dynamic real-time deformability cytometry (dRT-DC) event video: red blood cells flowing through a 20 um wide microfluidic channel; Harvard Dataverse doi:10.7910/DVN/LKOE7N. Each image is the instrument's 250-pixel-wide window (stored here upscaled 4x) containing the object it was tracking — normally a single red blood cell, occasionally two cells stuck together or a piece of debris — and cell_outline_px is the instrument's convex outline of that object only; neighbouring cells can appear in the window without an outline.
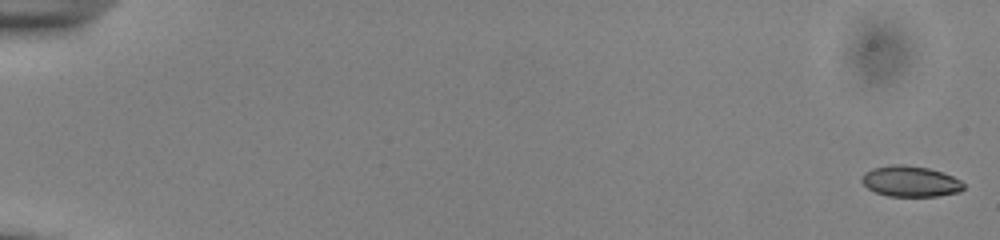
{"species": "common noctule bat (a hibernating species)", "species_latin": "Nyctalus noctula", "temperature_condition": "cold", "stored_images_in_passage": 55, "camera_frame_rate_fps": 3000, "um_per_image_px": 0.085, "animal": {"sex": "male", "body_mass_g": 13.0, "forearm_length_mm": 53.1}, "frame": {"image": 1, "passage_image": 1, "time_ms": 0.0, "image_size_px": [1000, 240], "cell_outline_px": [[964, 188], [960, 192], [936, 196], [888, 196], [876, 192], [868, 188], [860, 180], [860, 176], [864, 172], [872, 168], [892, 164], [904, 164], [928, 168], [952, 176], [960, 180], [964, 184]], "centroid_in_image_um": [77.35, 15.41], "position_along_channel_um": 7.6, "area_um2": 18.32}}
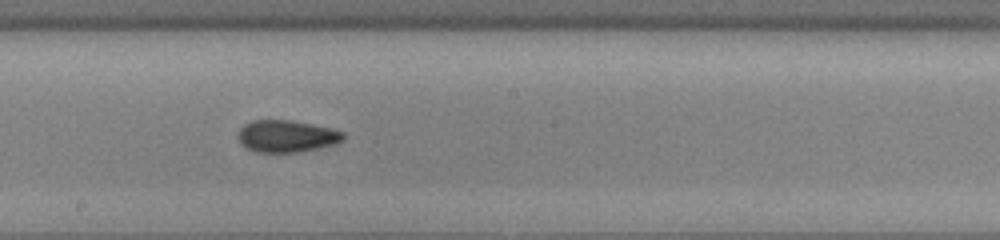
{"frame": {"image": 2, "passage_image": 32, "time_ms": 10.333, "image_size_px": [1000, 240], "cell_outline_px": [[344, 140], [332, 144], [316, 148], [296, 152], [256, 152], [244, 148], [240, 144], [236, 136], [240, 128], [244, 124], [252, 120], [292, 120], [332, 128], [344, 132]], "centroid_in_image_um": [24.3, 11.57], "position_along_channel_um": 223.9, "area_um2": 19.77}}
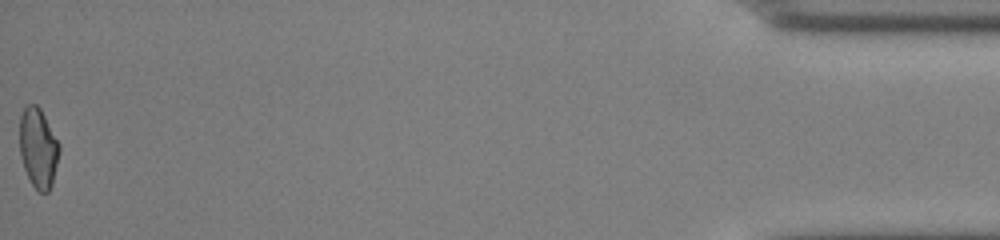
{"frame": {"image": 3, "passage_image": 55, "time_ms": 18.0, "image_size_px": [1000, 240], "cell_outline_px": [[60, 152], [52, 184], [48, 192], [40, 192], [32, 184], [24, 168], [20, 152], [20, 116], [24, 108], [28, 104], [36, 104], [40, 108], [60, 144]], "centroid_in_image_um": [3.26, 12.56], "position_along_channel_um": 431.9, "area_um2": 18.32}, "authors_computed_cell_mechanics": {"area_um2": 18.9584, "velocity_mm_per_s": 3.8723, "shape_relaxation_time_tau1_ms": 3.2153, "shape_relaxation_time_tau2_ms": 2.0645, "deformation_change_tau1": 0.0873, "deformation_change_tau2": 0.0668}}